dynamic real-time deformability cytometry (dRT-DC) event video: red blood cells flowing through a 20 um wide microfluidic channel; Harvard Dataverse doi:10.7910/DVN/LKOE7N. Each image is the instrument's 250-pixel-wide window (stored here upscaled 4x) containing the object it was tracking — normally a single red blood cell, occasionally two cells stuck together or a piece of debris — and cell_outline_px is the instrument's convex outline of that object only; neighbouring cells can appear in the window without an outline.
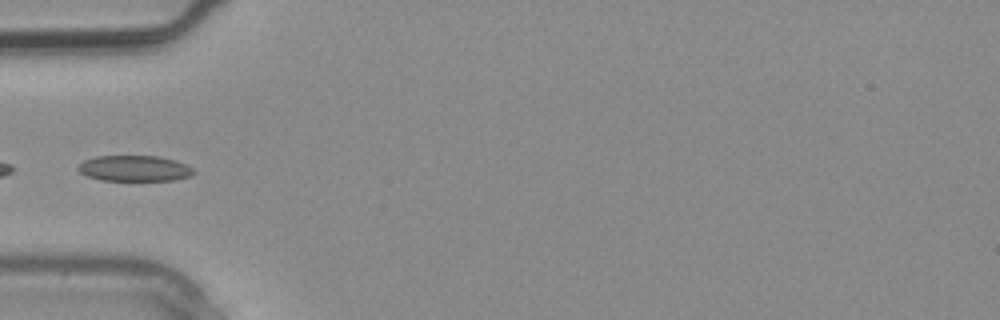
{"species": "common noctule bat (a hibernating species)", "species_latin": "Nyctalus noctula", "temperature_condition": "warm", "stored_images_in_passage": 2, "camera_frame_rate_fps": 3000, "um_per_image_px": 0.085, "animal": {"sex": "male", "body_mass_g": 20.4}, "frame": {"image": 1, "passage_image": 2, "time_ms": 0.333, "image_size_px": [1000, 320], "cell_outline_px": [[196, 172], [192, 176], [172, 180], [100, 180], [88, 176], [80, 172], [76, 168], [84, 160], [96, 156], [160, 156], [176, 160], [192, 168]], "centroid_in_image_um": [11.44, 14.31], "position_along_channel_um": 73.6, "area_um2": 17.34}}